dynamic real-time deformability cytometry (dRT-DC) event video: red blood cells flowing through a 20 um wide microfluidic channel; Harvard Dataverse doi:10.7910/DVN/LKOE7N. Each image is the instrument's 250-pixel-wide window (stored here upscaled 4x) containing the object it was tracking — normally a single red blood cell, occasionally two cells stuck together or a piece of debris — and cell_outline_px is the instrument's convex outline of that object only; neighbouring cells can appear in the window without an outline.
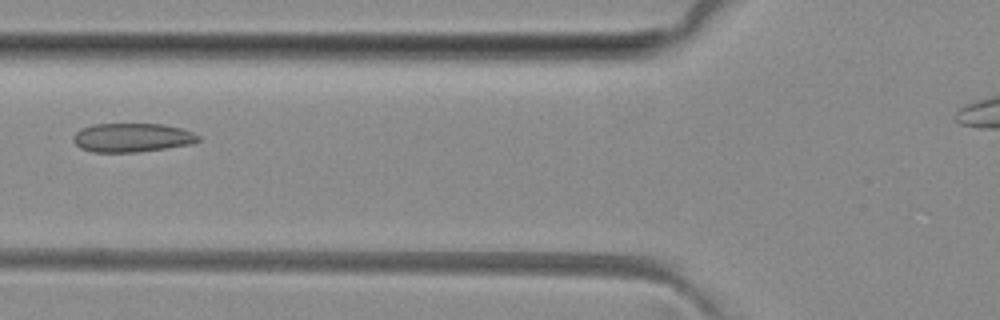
{"species": "common noctule bat (a hibernating species)", "species_latin": "Nyctalus noctula", "temperature_condition": "room temperature", "stored_images_in_passage": 2, "camera_frame_rate_fps": 3000, "um_per_image_px": 0.085, "animal": {"sex": "female", "body_mass_g": 29.2, "forearm_length_mm": 56.3}, "frame": {"image": 1, "passage_image": 2, "time_ms": 1.0, "image_size_px": [1000, 320], "cell_outline_px": [[200, 140], [192, 144], [140, 152], [92, 152], [80, 148], [72, 140], [72, 136], [80, 128], [92, 124], [164, 124], [180, 128], [192, 132], [200, 136]], "centroid_in_image_um": [11.2, 11.7], "position_along_channel_um": 114.6, "area_um2": 21.21}}